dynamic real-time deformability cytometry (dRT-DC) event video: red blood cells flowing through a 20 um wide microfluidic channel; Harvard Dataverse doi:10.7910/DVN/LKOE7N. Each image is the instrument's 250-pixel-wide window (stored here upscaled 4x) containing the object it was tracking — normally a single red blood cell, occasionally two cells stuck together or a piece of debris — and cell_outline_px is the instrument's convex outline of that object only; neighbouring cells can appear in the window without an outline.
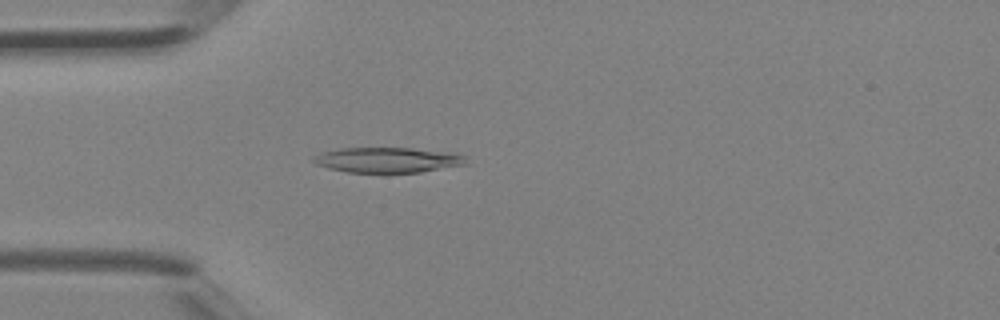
{"species": "Egyptian fruit bat (a non-hibernating species)", "species_latin": "Rousettus aegyptiacus", "temperature_condition": "room temperature", "stored_images_in_passage": 3, "camera_frame_rate_fps": 3000, "um_per_image_px": 0.085, "animal": {"sex": "female"}, "frame": {"image": 1, "passage_image": 3, "time_ms": 0.667, "image_size_px": [1000, 320], "cell_outline_px": [[464, 164], [420, 172], [348, 172], [328, 168], [316, 164], [312, 160], [316, 156], [324, 152], [340, 148], [412, 148], [444, 152], [464, 156]], "centroid_in_image_um": [32.88, 13.59], "position_along_channel_um": 52.1, "area_um2": 21.79}}